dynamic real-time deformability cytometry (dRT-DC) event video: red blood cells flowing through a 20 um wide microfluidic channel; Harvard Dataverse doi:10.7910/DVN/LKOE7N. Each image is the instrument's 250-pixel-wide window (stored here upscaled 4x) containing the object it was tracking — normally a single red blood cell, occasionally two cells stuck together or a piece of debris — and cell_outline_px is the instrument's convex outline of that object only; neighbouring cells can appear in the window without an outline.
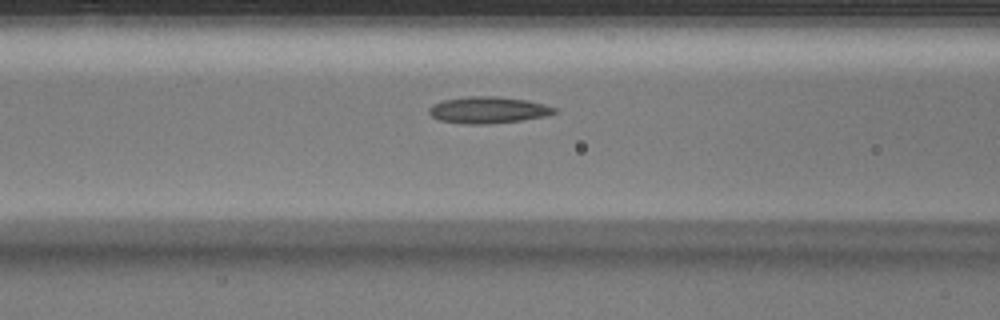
{"species": "Egyptian fruit bat (a non-hibernating species)", "species_latin": "Rousettus aegyptiacus", "temperature_condition": "warm", "stored_images_in_passage": 30, "camera_frame_rate_fps": 3000, "um_per_image_px": 0.085, "animal": {"sex": "male"}, "frame": {"image": 1, "passage_image": 13, "time_ms": 4.0, "image_size_px": [1000, 320], "cell_outline_px": [[560, 112], [548, 116], [520, 120], [488, 124], [468, 124], [440, 120], [432, 116], [428, 112], [428, 108], [432, 104], [440, 100], [464, 96], [496, 96], [528, 100], [544, 104], [556, 108]], "centroid_in_image_um": [41.5, 9.33], "position_along_channel_um": 125.1, "area_um2": 19.71}}
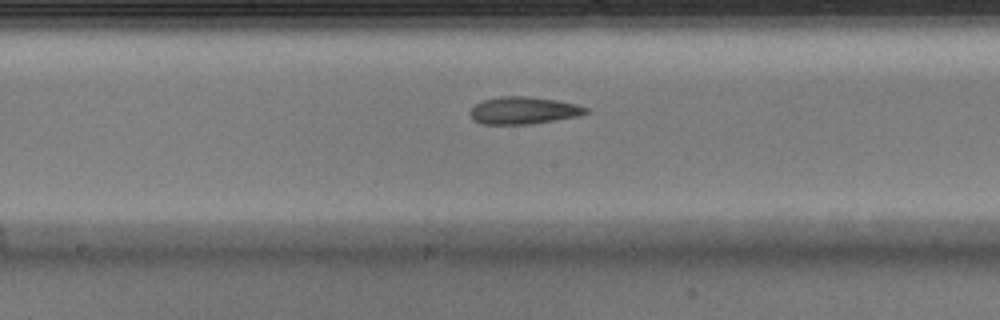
{"frame": {"image": 2, "passage_image": 18, "time_ms": 5.667, "image_size_px": [1000, 320], "cell_outline_px": [[588, 112], [576, 116], [528, 124], [480, 124], [472, 120], [468, 112], [476, 104], [484, 100], [500, 96], [528, 96], [556, 100], [576, 104], [588, 108]], "centroid_in_image_um": [44.43, 9.38], "position_along_channel_um": 203.8, "area_um2": 18.26}}